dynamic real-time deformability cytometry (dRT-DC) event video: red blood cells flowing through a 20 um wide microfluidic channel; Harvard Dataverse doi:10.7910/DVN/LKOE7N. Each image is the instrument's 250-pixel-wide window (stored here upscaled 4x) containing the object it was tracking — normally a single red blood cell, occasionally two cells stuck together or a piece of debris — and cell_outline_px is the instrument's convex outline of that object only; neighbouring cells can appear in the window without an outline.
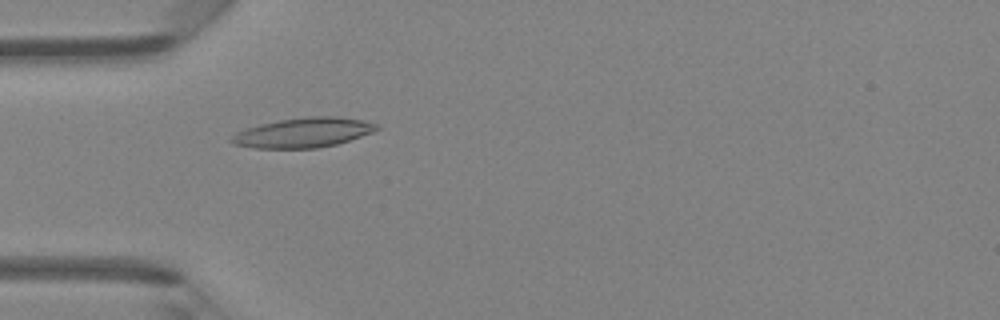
{"species": "Egyptian fruit bat (a non-hibernating species)", "species_latin": "Rousettus aegyptiacus", "temperature_condition": "room temperature", "stored_images_in_passage": 30, "camera_frame_rate_fps": 3000, "um_per_image_px": 0.085, "animal": {"sex": "female"}, "frame": {"image": 1, "passage_image": 15, "time_ms": 4.667, "image_size_px": [1000, 320], "cell_outline_px": [[380, 128], [372, 132], [336, 144], [316, 148], [256, 148], [232, 144], [228, 140], [236, 132], [260, 124], [280, 120], [308, 116], [336, 116], [364, 120], [380, 124]], "centroid_in_image_um": [25.79, 11.26], "position_along_channel_um": 59.2, "area_um2": 25.09}}
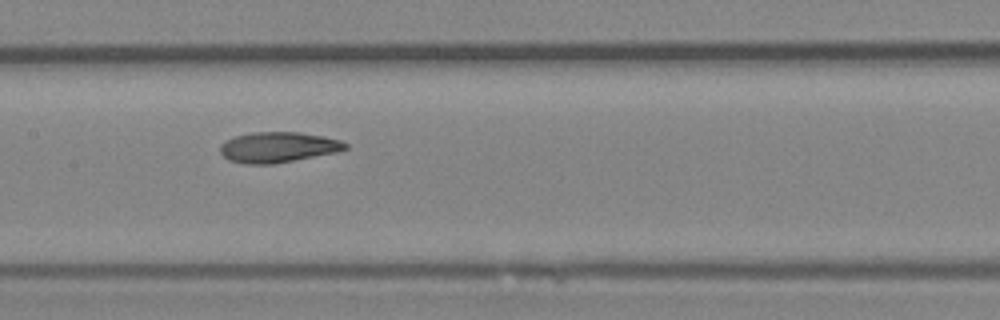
{"frame": {"image": 2, "passage_image": 24, "time_ms": 7.667, "image_size_px": [1000, 320], "cell_outline_px": [[348, 148], [336, 152], [272, 164], [244, 164], [228, 160], [220, 152], [220, 144], [236, 136], [252, 132], [300, 132], [324, 136], [340, 140], [348, 144]], "centroid_in_image_um": [23.63, 12.51], "position_along_channel_um": 183.8, "area_um2": 22.14}}
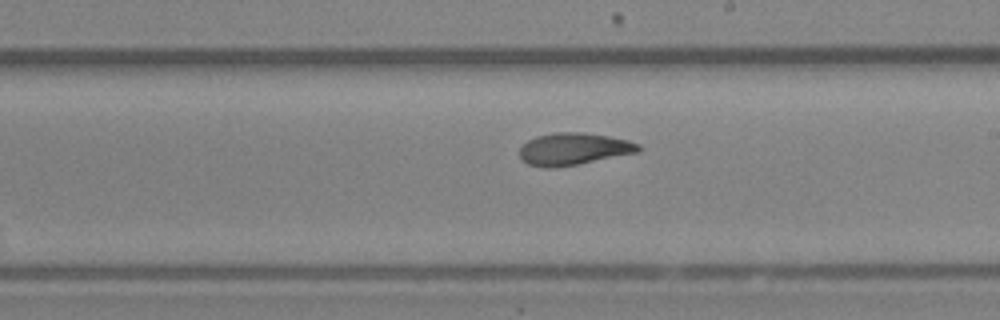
{"frame": {"image": 3, "passage_image": 28, "time_ms": 9.0, "image_size_px": [1000, 320], "cell_outline_px": [[640, 148], [636, 152], [556, 168], [544, 168], [528, 164], [520, 160], [520, 148], [528, 140], [536, 136], [556, 132], [580, 132], [608, 136], [628, 140], [640, 144]], "centroid_in_image_um": [48.69, 12.66], "position_along_channel_um": 240.3, "area_um2": 22.02}}